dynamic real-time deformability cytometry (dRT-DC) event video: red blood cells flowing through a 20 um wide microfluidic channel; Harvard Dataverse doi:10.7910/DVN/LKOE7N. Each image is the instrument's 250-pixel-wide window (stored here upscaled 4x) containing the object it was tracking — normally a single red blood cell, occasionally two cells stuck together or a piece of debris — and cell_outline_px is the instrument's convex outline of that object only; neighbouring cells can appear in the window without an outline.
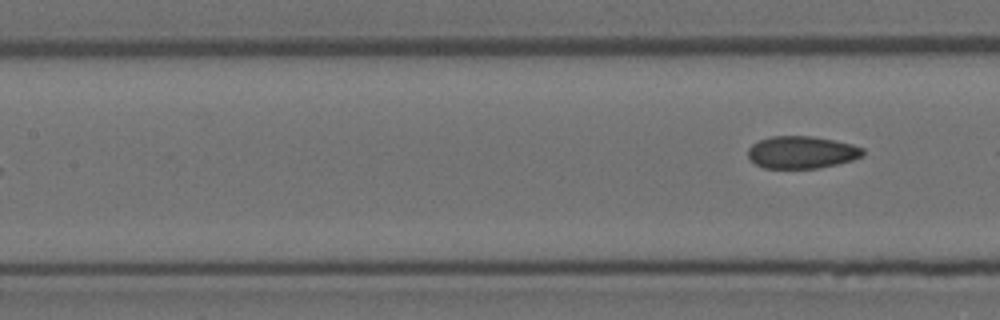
{"species": "Egyptian fruit bat (a non-hibernating species)", "species_latin": "Rousettus aegyptiacus", "temperature_condition": "room temperature", "stored_images_in_passage": 8, "segment_of_instrument_passage": [2, 2], "camera_frame_rate_fps": 3000, "um_per_image_px": 0.085, "animal": {"sex": "female"}, "frame": {"image": 1, "passage_image": 8, "time_ms": 8.0, "image_size_px": [1000, 320], "cell_outline_px": [[864, 156], [852, 160], [820, 168], [764, 168], [756, 164], [748, 156], [748, 148], [752, 144], [760, 140], [772, 136], [812, 136], [852, 144], [864, 148]], "centroid_in_image_um": [68.16, 12.94], "position_along_channel_um": 139.2, "area_um2": 21.62}}